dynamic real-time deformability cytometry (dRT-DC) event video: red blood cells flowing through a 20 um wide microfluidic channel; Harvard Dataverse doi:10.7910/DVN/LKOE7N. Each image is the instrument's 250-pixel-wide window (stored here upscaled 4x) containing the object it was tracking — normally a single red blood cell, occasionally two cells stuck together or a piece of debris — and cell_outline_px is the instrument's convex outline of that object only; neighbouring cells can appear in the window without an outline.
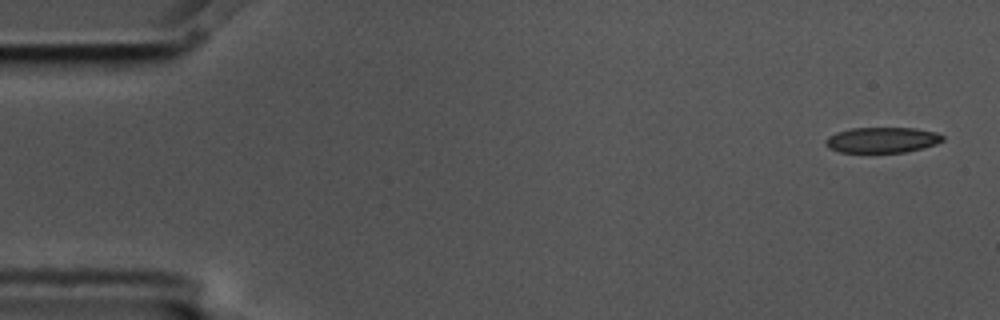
{"species": "common noctule bat (a hibernating species)", "species_latin": "Nyctalus noctula", "temperature_condition": "cold", "stored_images_in_passage": 5, "camera_frame_rate_fps": 3000, "um_per_image_px": 0.085, "animal": {"sex": "male", "body_mass_g": 17.5, "forearm_length_mm": 52.3}, "frame": {"image": 1, "passage_image": 1, "time_ms": 0.0, "image_size_px": [1000, 320], "cell_outline_px": [[944, 140], [936, 144], [904, 152], [840, 152], [828, 148], [824, 144], [824, 140], [828, 136], [836, 132], [852, 128], [916, 128], [936, 132], [944, 136]], "centroid_in_image_um": [74.95, 11.89], "position_along_channel_um": 10.1, "area_um2": 17.46}}
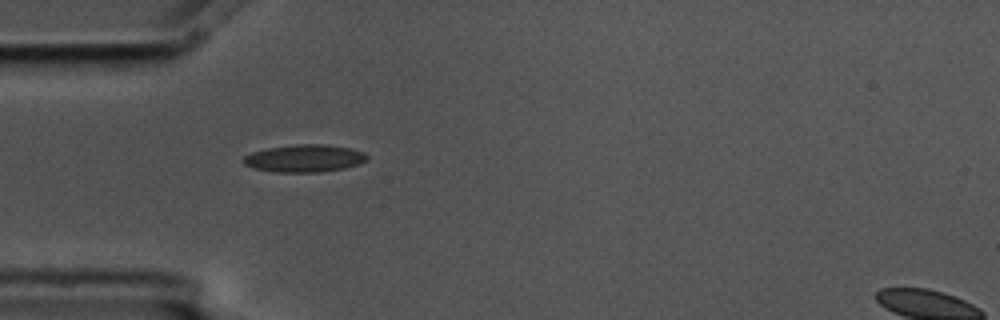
{"frame": {"image": 2, "passage_image": 5, "time_ms": 1.333, "image_size_px": [1000, 320], "cell_outline_px": [[368, 160], [360, 164], [344, 168], [320, 172], [276, 172], [252, 168], [244, 164], [240, 160], [244, 156], [252, 152], [268, 148], [296, 144], [324, 144], [352, 148], [364, 152], [368, 156]], "centroid_in_image_um": [25.88, 13.46], "position_along_channel_um": 59.1, "area_um2": 20.0}}